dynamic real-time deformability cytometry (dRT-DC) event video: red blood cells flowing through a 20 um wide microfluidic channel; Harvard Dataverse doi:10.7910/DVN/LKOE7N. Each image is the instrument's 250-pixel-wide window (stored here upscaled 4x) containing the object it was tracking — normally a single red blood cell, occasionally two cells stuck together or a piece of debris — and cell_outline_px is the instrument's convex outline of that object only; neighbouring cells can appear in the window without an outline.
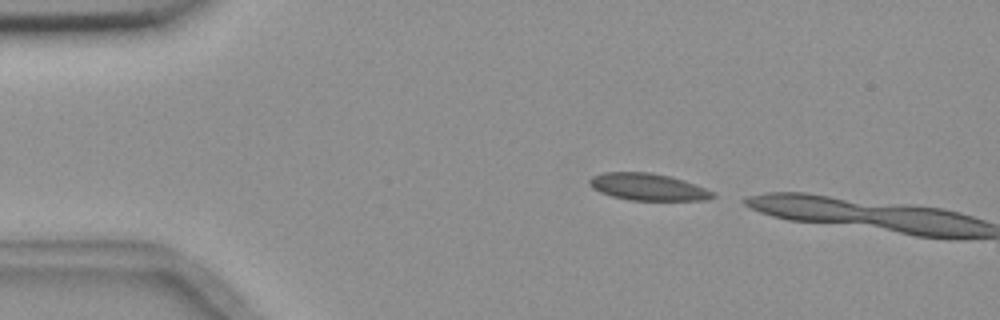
{"species": "common noctule bat (a hibernating species)", "species_latin": "Nyctalus noctula", "temperature_condition": "room temperature", "stored_images_in_passage": 3, "camera_frame_rate_fps": 3000, "um_per_image_px": 0.085, "animal": {"sex": "female", "body_mass_g": 18.4}, "frame": {"image": 1, "passage_image": 1, "time_ms": 0.0, "image_size_px": [1000, 320], "cell_outline_px": [[716, 196], [708, 200], [628, 200], [612, 196], [600, 192], [592, 188], [588, 184], [588, 180], [592, 176], [604, 172], [648, 172], [668, 176], [684, 180], [716, 192]], "centroid_in_image_um": [55.07, 15.89], "position_along_channel_um": 29.9, "area_um2": 19.48}}